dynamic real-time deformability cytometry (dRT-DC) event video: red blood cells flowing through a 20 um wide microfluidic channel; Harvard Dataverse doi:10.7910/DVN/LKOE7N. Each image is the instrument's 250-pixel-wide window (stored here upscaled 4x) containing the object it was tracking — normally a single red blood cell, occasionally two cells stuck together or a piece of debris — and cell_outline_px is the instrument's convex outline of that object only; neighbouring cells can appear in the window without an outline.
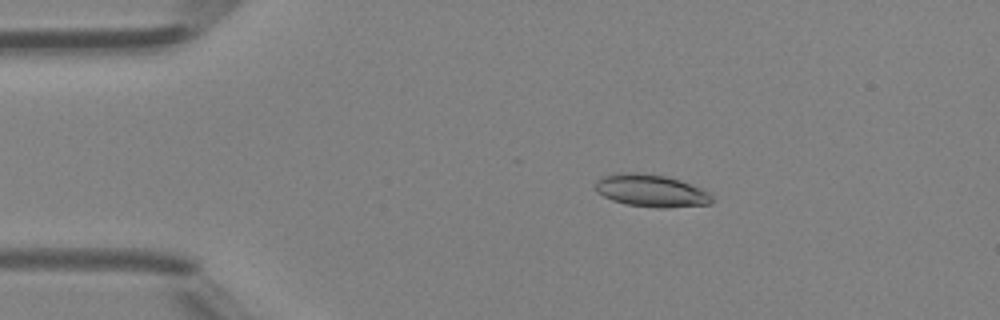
{"species": "Egyptian fruit bat (a non-hibernating species)", "species_latin": "Rousettus aegyptiacus", "temperature_condition": "room temperature", "stored_images_in_passage": 47, "camera_frame_rate_fps": 3000, "um_per_image_px": 0.085, "animal": {"sex": "female"}, "frame": {"image": 1, "passage_image": 9, "time_ms": 2.667, "image_size_px": [1000, 320], "cell_outline_px": [[712, 204], [668, 208], [656, 208], [624, 204], [612, 200], [596, 192], [596, 180], [604, 176], [624, 172], [636, 172], [664, 176], [704, 188], [712, 196]], "centroid_in_image_um": [55.36, 16.22], "position_along_channel_um": 29.6, "area_um2": 22.08}}
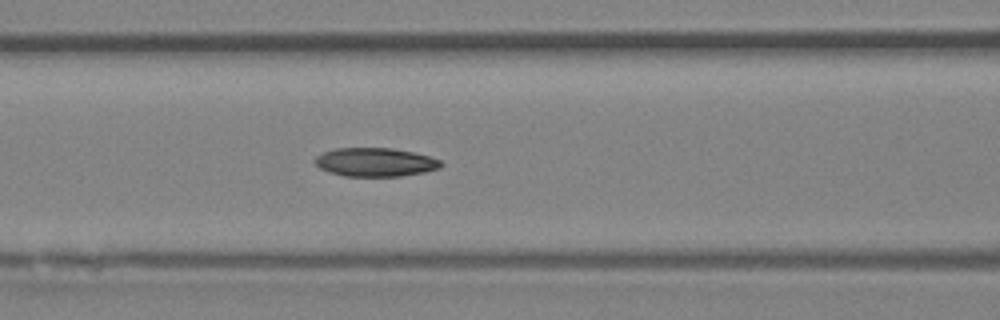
{"frame": {"image": 2, "passage_image": 20, "time_ms": 6.333, "image_size_px": [1000, 320], "cell_outline_px": [[444, 164], [440, 168], [424, 172], [400, 176], [344, 176], [328, 172], [320, 168], [312, 160], [316, 156], [324, 152], [336, 148], [392, 148], [412, 152], [428, 156], [440, 160]], "centroid_in_image_um": [31.88, 13.78], "position_along_channel_um": 134.7, "area_um2": 21.04}}
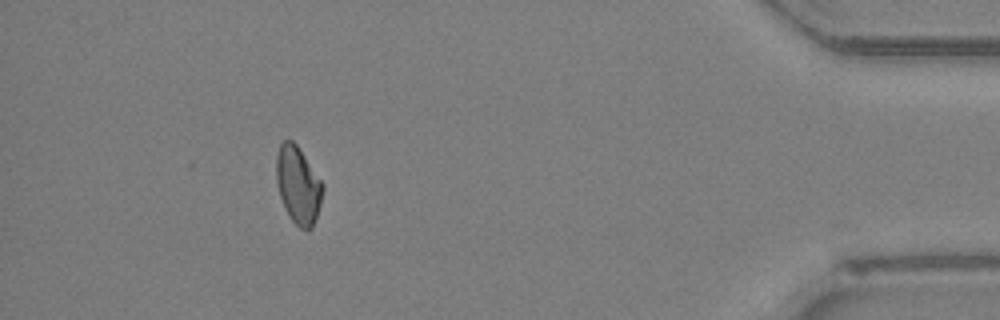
{"frame": {"image": 3, "passage_image": 43, "time_ms": 14.0, "image_size_px": [1000, 320], "cell_outline_px": [[324, 188], [320, 204], [312, 228], [308, 232], [300, 228], [288, 216], [280, 196], [276, 184], [276, 156], [280, 144], [284, 140], [292, 140], [296, 144], [324, 184]], "centroid_in_image_um": [25.33, 15.75], "position_along_channel_um": 409.9, "area_um2": 20.92}, "authors_computed_cell_mechanics": {"area_um2": 21.1548, "velocity_mm_per_s": 4.3409, "shape_relaxation_time_tau1_ms": 7.5424, "shape_relaxation_time_tau2_ms": null, "deformation_change_tau1": 0.1357, "deformation_change_tau2": null}}